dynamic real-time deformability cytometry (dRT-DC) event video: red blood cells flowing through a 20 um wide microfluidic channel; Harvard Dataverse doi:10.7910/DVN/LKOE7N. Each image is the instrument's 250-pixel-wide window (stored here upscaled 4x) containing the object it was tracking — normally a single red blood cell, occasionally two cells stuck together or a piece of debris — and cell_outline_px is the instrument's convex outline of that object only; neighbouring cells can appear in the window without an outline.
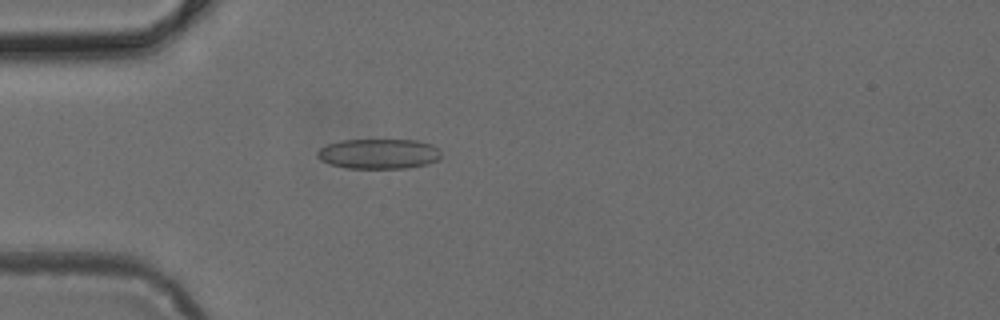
{"species": "common noctule bat (a hibernating species)", "species_latin": "Nyctalus noctula", "temperature_condition": "cold", "stored_images_in_passage": 4, "camera_frame_rate_fps": 3000, "um_per_image_px": 0.085, "animal": {"sex": "female", "body_mass_g": 24.6, "forearm_length_mm": 56.2}, "frame": {"image": 1, "passage_image": 4, "time_ms": 1.0, "image_size_px": [1000, 320], "cell_outline_px": [[440, 156], [436, 160], [428, 164], [408, 168], [344, 168], [320, 160], [316, 156], [316, 152], [320, 148], [328, 144], [340, 140], [416, 140], [432, 144], [440, 152]], "centroid_in_image_um": [32.17, 13.07], "position_along_channel_um": 52.8, "area_um2": 21.68}}